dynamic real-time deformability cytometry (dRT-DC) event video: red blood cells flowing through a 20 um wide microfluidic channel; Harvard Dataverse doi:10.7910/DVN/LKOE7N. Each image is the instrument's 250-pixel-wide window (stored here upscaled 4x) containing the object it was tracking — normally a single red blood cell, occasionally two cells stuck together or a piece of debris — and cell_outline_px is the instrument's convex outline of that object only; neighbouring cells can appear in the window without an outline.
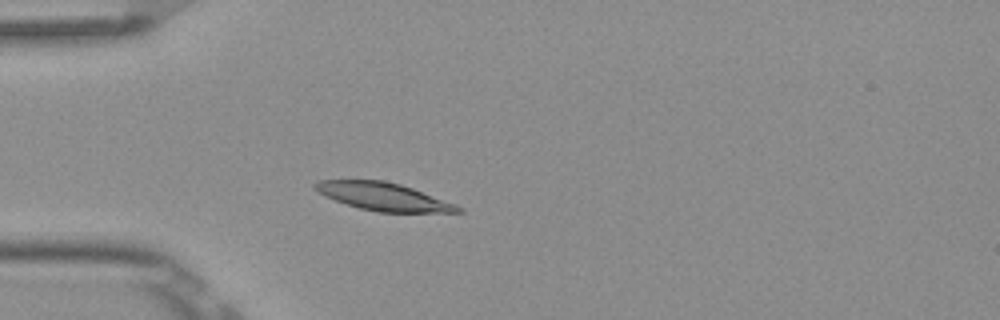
{"species": "Egyptian fruit bat (a non-hibernating species)", "species_latin": "Rousettus aegyptiacus", "temperature_condition": "room temperature", "stored_images_in_passage": 2, "camera_frame_rate_fps": 3000, "um_per_image_px": 0.085, "frame": {"image": 1, "passage_image": 2, "time_ms": 0.333, "image_size_px": [1000, 320], "cell_outline_px": [[464, 212], [376, 212], [360, 208], [324, 196], [312, 188], [312, 184], [316, 180], [384, 180], [400, 184], [412, 188], [456, 204], [464, 208]], "centroid_in_image_um": [32.57, 16.7], "position_along_channel_um": 52.4, "area_um2": 23.18}}